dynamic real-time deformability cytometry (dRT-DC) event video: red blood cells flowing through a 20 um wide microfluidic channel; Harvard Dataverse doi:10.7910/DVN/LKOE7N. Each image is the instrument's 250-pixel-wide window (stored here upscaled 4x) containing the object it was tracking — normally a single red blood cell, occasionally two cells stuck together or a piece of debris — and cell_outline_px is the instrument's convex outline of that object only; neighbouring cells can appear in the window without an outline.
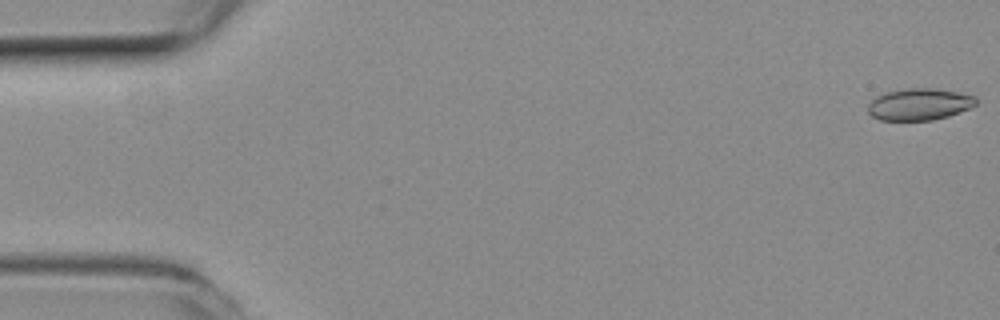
{"species": "common noctule bat (a hibernating species)", "species_latin": "Nyctalus noctula", "temperature_condition": "room temperature", "stored_images_in_passage": 9, "camera_frame_rate_fps": 3000, "um_per_image_px": 0.085, "animal": {"sex": "female", "body_mass_g": 19.3, "forearm_length_mm": 54.1}, "frame": {"image": 1, "passage_image": 1, "time_ms": 0.0, "image_size_px": [1000, 320], "cell_outline_px": [[976, 104], [960, 112], [948, 116], [932, 120], [880, 120], [872, 116], [868, 112], [868, 104], [876, 96], [884, 92], [904, 88], [936, 88], [976, 96]], "centroid_in_image_um": [78.11, 8.85], "position_along_channel_um": 6.9, "area_um2": 20.06}}